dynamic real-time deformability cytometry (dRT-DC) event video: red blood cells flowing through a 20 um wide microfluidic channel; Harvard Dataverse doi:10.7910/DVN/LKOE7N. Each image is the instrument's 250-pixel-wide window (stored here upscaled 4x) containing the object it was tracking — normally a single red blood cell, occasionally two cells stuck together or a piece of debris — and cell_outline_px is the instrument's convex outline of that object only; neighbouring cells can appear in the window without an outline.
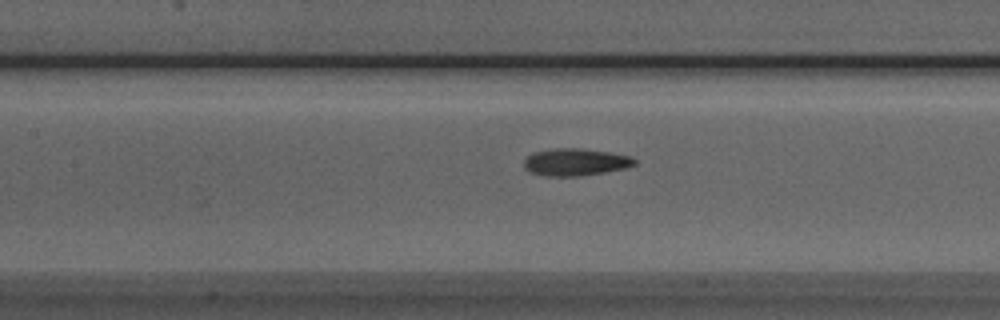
{"species": "Egyptian fruit bat (a non-hibernating species)", "species_latin": "Rousettus aegyptiacus", "temperature_condition": "room temperature", "stored_images_in_passage": 16, "camera_frame_rate_fps": 3000, "um_per_image_px": 0.085, "animal": {"sex": "male"}, "frame": {"image": 1, "passage_image": 12, "time_ms": 3.667, "image_size_px": [1000, 320], "cell_outline_px": [[636, 164], [624, 168], [604, 172], [580, 176], [544, 176], [532, 172], [524, 168], [524, 160], [532, 152], [556, 148], [580, 148], [608, 152], [628, 156], [636, 160]], "centroid_in_image_um": [48.87, 13.78], "position_along_channel_um": 158.5, "area_um2": 17.4}}
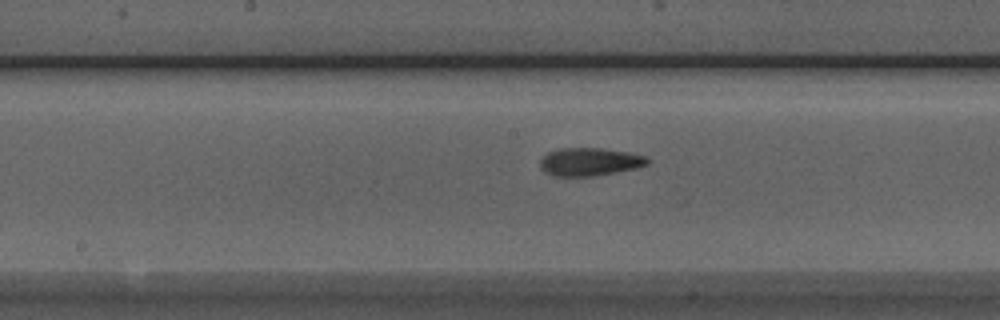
{"frame": {"image": 2, "passage_image": 15, "time_ms": 4.667, "image_size_px": [1000, 320], "cell_outline_px": [[648, 164], [636, 168], [616, 172], [592, 176], [552, 176], [544, 172], [540, 168], [540, 160], [548, 152], [556, 148], [600, 148], [628, 152], [644, 156], [648, 160]], "centroid_in_image_um": [50.07, 13.75], "position_along_channel_um": 198.1, "area_um2": 17.51}}